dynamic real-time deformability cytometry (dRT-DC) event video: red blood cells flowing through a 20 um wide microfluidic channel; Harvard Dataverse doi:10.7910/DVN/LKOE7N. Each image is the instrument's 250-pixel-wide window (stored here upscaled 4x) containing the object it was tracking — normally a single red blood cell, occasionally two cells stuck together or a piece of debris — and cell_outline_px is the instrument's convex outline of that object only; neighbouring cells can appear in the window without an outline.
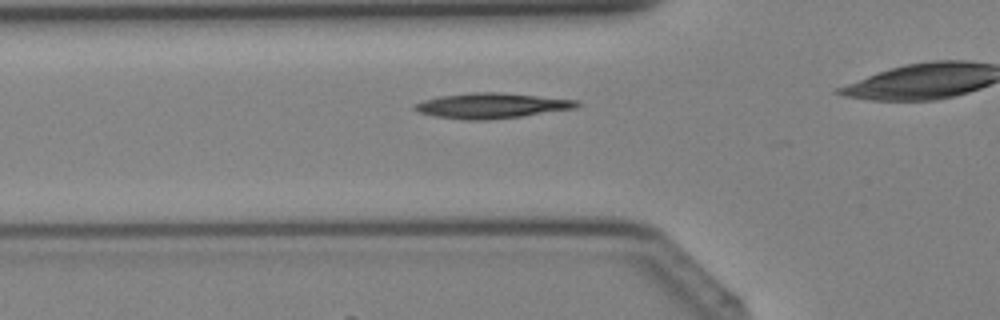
{"species": "Egyptian fruit bat (a non-hibernating species)", "species_latin": "Rousettus aegyptiacus", "temperature_condition": "cold", "stored_images_in_passage": 5, "camera_frame_rate_fps": 3000, "um_per_image_px": 0.085, "animal": {"sex": "female"}, "frame": {"image": 1, "passage_image": 2, "time_ms": 0.333, "image_size_px": [1000, 320], "cell_outline_px": [[580, 104], [576, 108], [524, 116], [488, 120], [464, 120], [436, 116], [420, 112], [412, 108], [416, 104], [424, 100], [440, 96], [472, 92], [496, 92], [580, 100]], "centroid_in_image_um": [41.82, 8.98], "position_along_channel_um": 84.0, "area_um2": 23.81}}
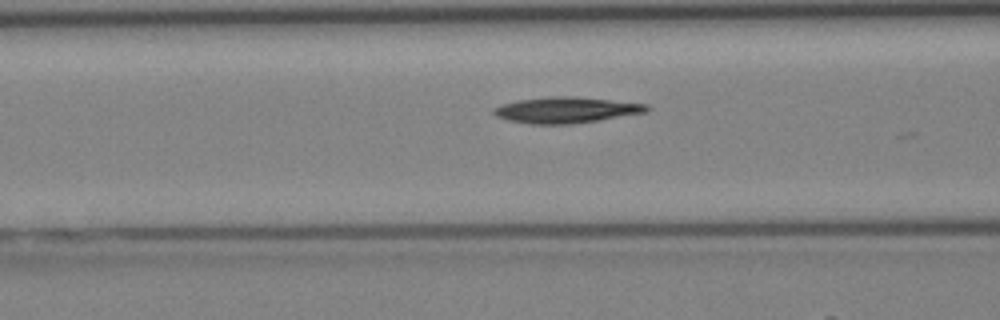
{"frame": {"image": 2, "passage_image": 4, "time_ms": 1.0, "image_size_px": [1000, 320], "cell_outline_px": [[652, 108], [648, 112], [600, 120], [568, 124], [532, 124], [508, 120], [496, 116], [492, 112], [492, 108], [516, 100], [548, 96], [572, 96], [648, 104]], "centroid_in_image_um": [48.14, 9.34], "position_along_channel_um": 118.5, "area_um2": 23.24}}